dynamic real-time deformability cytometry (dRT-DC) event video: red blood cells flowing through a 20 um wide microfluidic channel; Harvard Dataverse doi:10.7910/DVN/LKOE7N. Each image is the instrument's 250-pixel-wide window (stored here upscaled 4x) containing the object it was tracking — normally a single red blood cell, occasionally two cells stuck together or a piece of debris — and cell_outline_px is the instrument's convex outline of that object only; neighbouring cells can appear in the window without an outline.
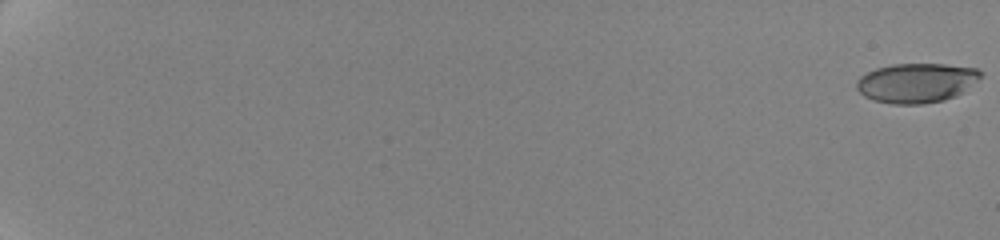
{"species": "human", "species_latin": "Homo sapiens", "temperature_condition": "cold", "stored_images_in_passage": 19, "camera_frame_rate_fps": 3000, "um_per_image_px": 0.085, "donor": {"sex": "female"}, "frame": {"image": 1, "passage_image": 1, "time_ms": 0.0, "image_size_px": [1000, 240], "cell_outline_px": [[980, 76], [976, 80], [956, 96], [944, 100], [924, 104], [892, 104], [872, 100], [864, 96], [856, 88], [856, 80], [860, 76], [876, 68], [892, 64], [944, 64], [976, 68], [980, 72]], "centroid_in_image_um": [77.84, 7.05], "position_along_channel_um": 7.2, "area_um2": 28.44}}
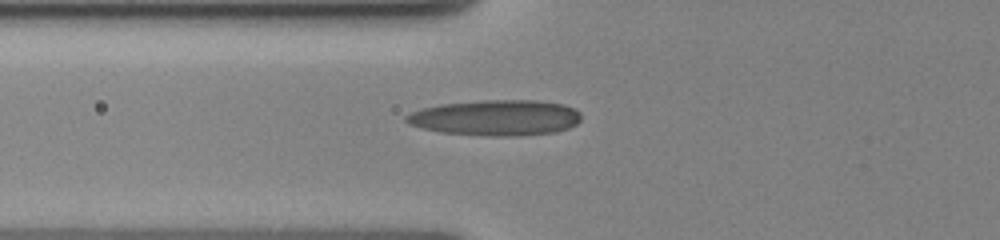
{"frame": {"image": 2, "passage_image": 14, "time_ms": 9.0, "image_size_px": [1000, 240], "cell_outline_px": [[580, 120], [576, 124], [568, 128], [552, 132], [516, 136], [484, 136], [440, 132], [408, 124], [404, 120], [404, 116], [408, 112], [440, 104], [480, 100], [536, 100], [564, 104], [580, 112]], "centroid_in_image_um": [42.11, 10.0], "position_along_channel_um": 83.7, "area_um2": 36.53}}
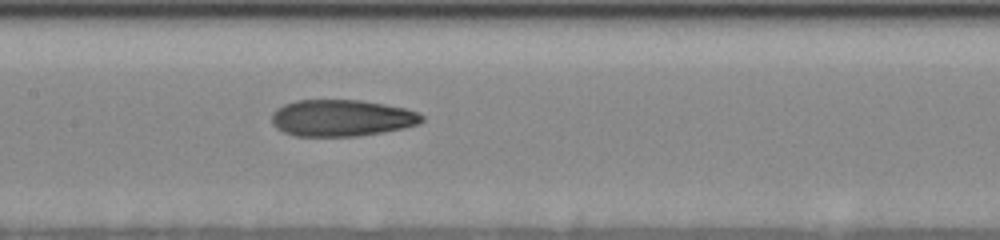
{"frame": {"image": 3, "passage_image": 19, "time_ms": 11.667, "image_size_px": [1000, 240], "cell_outline_px": [[424, 120], [420, 124], [404, 128], [356, 136], [296, 136], [284, 132], [276, 128], [272, 124], [272, 112], [276, 108], [284, 104], [296, 100], [360, 100], [384, 104], [404, 108], [416, 112], [424, 116]], "centroid_in_image_um": [29.02, 10.02], "position_along_channel_um": 178.4, "area_um2": 32.08}}